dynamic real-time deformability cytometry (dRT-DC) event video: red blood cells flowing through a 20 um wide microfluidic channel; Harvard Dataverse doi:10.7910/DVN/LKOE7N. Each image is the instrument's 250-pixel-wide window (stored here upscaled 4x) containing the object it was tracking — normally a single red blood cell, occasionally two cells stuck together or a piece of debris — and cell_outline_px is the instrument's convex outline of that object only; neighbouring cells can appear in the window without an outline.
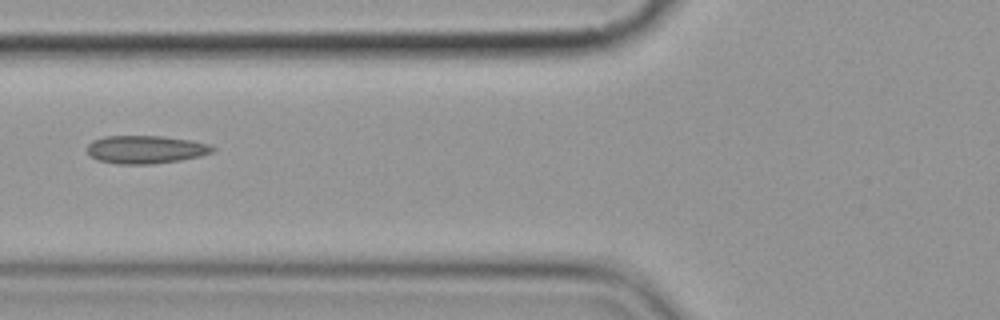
{"species": "common noctule bat (a hibernating species)", "species_latin": "Nyctalus noctula", "temperature_condition": "cold", "stored_images_in_passage": 7, "camera_frame_rate_fps": 3000, "um_per_image_px": 0.085, "animal": {"sex": "female", "body_mass_g": 19.9}, "frame": {"image": 1, "passage_image": 3, "time_ms": 3.333, "image_size_px": [1000, 320], "cell_outline_px": [[216, 148], [212, 152], [200, 156], [180, 160], [152, 164], [116, 164], [96, 160], [88, 152], [88, 144], [92, 140], [104, 136], [160, 136], [192, 140], [208, 144]], "centroid_in_image_um": [12.37, 12.71], "position_along_channel_um": 113.4, "area_um2": 20.52}}
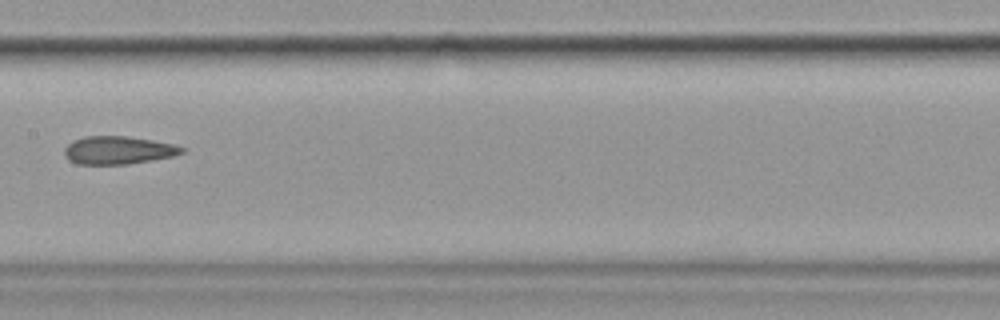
{"frame": {"image": 2, "passage_image": 5, "time_ms": 5.667, "image_size_px": [1000, 320], "cell_outline_px": [[184, 152], [172, 156], [152, 160], [128, 164], [76, 164], [68, 160], [64, 156], [64, 148], [72, 140], [84, 136], [124, 136], [152, 140], [172, 144], [184, 148]], "centroid_in_image_um": [9.98, 12.77], "position_along_channel_um": 197.4, "area_um2": 19.13}}
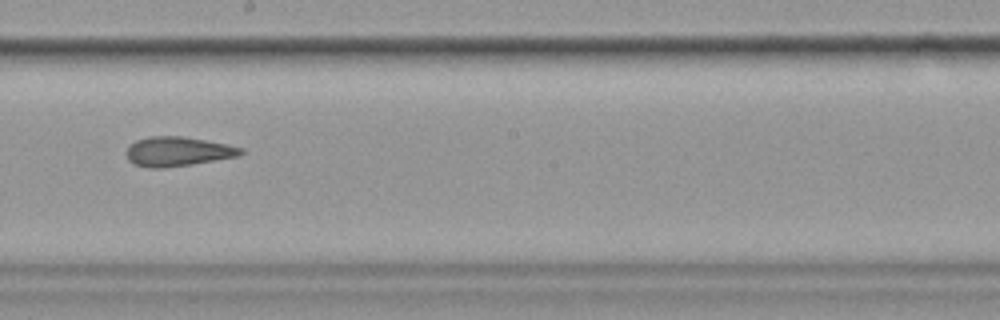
{"frame": {"image": 3, "passage_image": 6, "time_ms": 6.667, "image_size_px": [1000, 320], "cell_outline_px": [[244, 152], [240, 156], [192, 164], [164, 168], [148, 168], [132, 164], [128, 160], [124, 152], [136, 140], [148, 136], [184, 136], [228, 144], [244, 148]], "centroid_in_image_um": [15.11, 12.88], "position_along_channel_um": 233.1, "area_um2": 19.94}}